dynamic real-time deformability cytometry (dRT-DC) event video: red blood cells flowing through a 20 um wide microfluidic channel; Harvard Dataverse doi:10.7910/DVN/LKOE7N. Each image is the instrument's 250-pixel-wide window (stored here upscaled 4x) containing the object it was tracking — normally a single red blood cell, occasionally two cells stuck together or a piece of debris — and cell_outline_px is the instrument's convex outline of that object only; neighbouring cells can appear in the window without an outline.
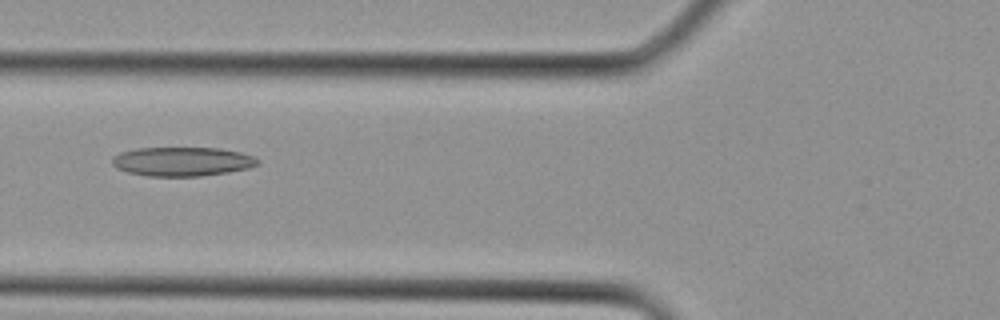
{"species": "Egyptian fruit bat (a non-hibernating species)", "species_latin": "Rousettus aegyptiacus", "temperature_condition": "cold", "stored_images_in_passage": 3, "camera_frame_rate_fps": 3000, "um_per_image_px": 0.085, "animal": {"sex": "female"}, "frame": {"image": 1, "passage_image": 3, "time_ms": 0.667, "image_size_px": [1000, 320], "cell_outline_px": [[260, 164], [248, 168], [228, 172], [200, 176], [148, 176], [128, 172], [116, 168], [112, 164], [112, 156], [120, 152], [136, 148], [220, 148], [240, 152], [252, 156], [260, 160]], "centroid_in_image_um": [15.48, 13.73], "position_along_channel_um": 110.3, "area_um2": 24.74}}